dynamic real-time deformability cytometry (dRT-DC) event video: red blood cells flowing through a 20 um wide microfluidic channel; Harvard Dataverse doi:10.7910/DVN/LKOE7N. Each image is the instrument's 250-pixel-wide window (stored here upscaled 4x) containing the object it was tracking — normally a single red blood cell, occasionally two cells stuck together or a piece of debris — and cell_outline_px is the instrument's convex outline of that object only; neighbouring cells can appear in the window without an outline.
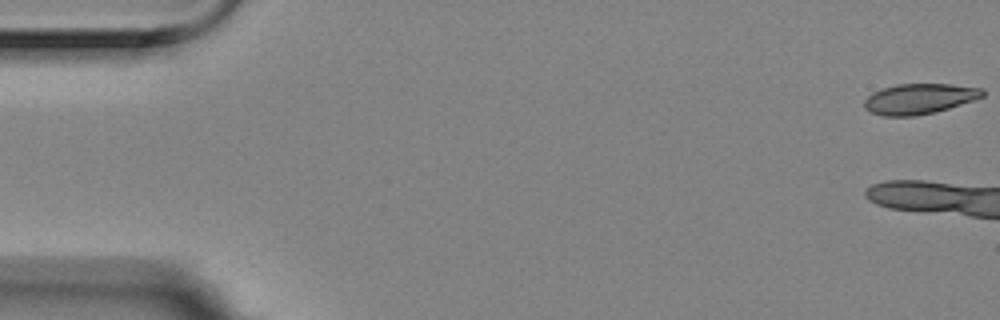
{"species": "Egyptian fruit bat (a non-hibernating species)", "species_latin": "Rousettus aegyptiacus", "temperature_condition": "room temperature", "stored_images_in_passage": 7, "camera_frame_rate_fps": 3000, "um_per_image_px": 0.085, "animal": {"sex": "female"}, "frame": {"image": 1, "passage_image": 1, "time_ms": 0.0, "image_size_px": [1000, 320], "cell_outline_px": [[984, 96], [976, 100], [936, 112], [912, 116], [884, 116], [872, 112], [864, 108], [864, 100], [872, 92], [896, 84], [952, 84], [984, 88]], "centroid_in_image_um": [78.18, 8.39], "position_along_channel_um": 6.8, "area_um2": 21.1}}
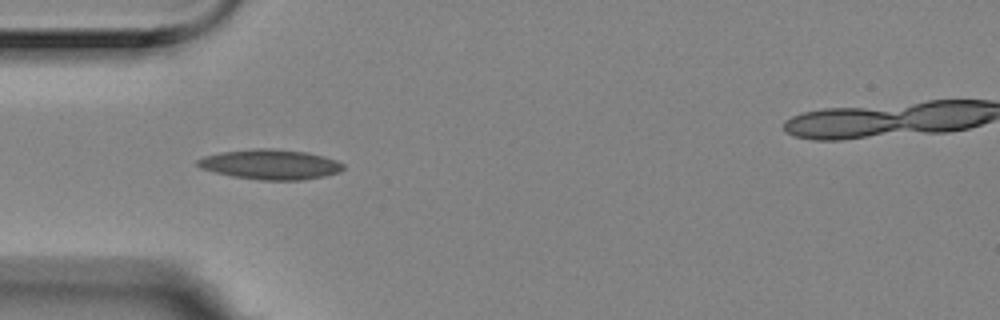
{"frame": {"image": 2, "passage_image": 6, "time_ms": 1.667, "image_size_px": [1000, 320], "cell_outline_px": [[344, 168], [340, 172], [324, 176], [304, 180], [260, 180], [232, 176], [200, 168], [196, 164], [196, 160], [204, 156], [224, 152], [256, 148], [268, 148], [308, 152], [324, 156], [336, 160], [344, 164]], "centroid_in_image_um": [23.01, 13.98], "position_along_channel_um": 62.0, "area_um2": 25.43}}
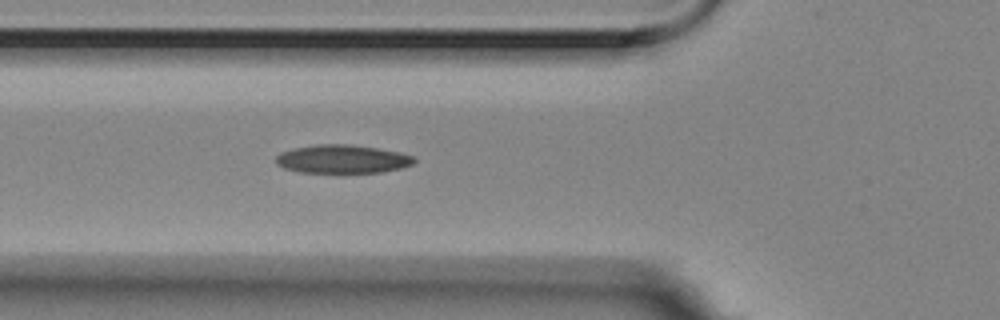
{"frame": {"image": 3, "passage_image": 7, "time_ms": 2.0, "image_size_px": [1000, 320], "cell_outline_px": [[416, 160], [412, 164], [400, 168], [384, 172], [300, 172], [284, 168], [276, 164], [276, 156], [280, 152], [292, 148], [316, 144], [348, 144], [376, 148], [400, 152], [416, 156]], "centroid_in_image_um": [29.1, 13.51], "position_along_channel_um": 96.7, "area_um2": 22.95}}